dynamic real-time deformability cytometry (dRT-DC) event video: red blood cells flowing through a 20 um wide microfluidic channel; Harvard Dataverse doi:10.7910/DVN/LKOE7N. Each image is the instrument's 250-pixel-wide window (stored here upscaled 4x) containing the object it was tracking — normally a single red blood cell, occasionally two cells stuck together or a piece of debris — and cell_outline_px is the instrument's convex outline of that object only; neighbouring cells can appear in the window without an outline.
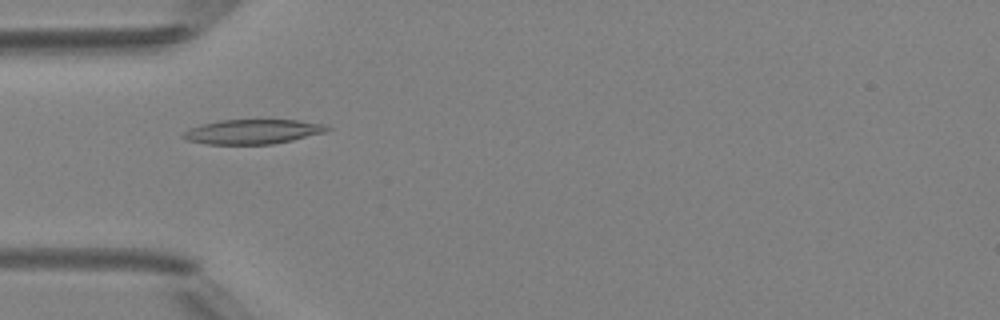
{"species": "Egyptian fruit bat (a non-hibernating species)", "species_latin": "Rousettus aegyptiacus", "temperature_condition": "room temperature", "stored_images_in_passage": 36, "camera_frame_rate_fps": 3000, "um_per_image_px": 0.085, "animal": {"sex": "female"}, "frame": {"image": 1, "passage_image": 3, "time_ms": 0.667, "image_size_px": [1000, 320], "cell_outline_px": [[332, 128], [324, 132], [292, 140], [272, 144], [208, 144], [188, 140], [180, 136], [188, 128], [200, 124], [220, 120], [296, 120], [324, 124]], "centroid_in_image_um": [21.44, 11.19], "position_along_channel_um": 63.6, "area_um2": 20.52}}
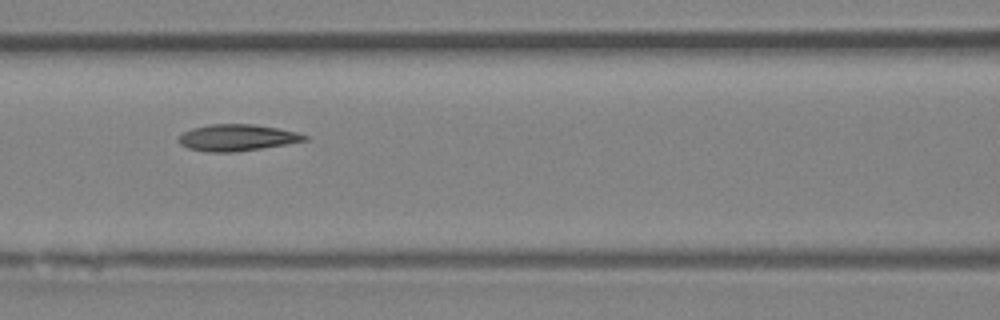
{"frame": {"image": 2, "passage_image": 9, "time_ms": 2.667, "image_size_px": [1000, 320], "cell_outline_px": [[308, 140], [236, 152], [208, 152], [188, 148], [180, 144], [176, 140], [176, 136], [192, 128], [208, 124], [256, 124], [280, 128], [296, 132], [308, 136]], "centroid_in_image_um": [20.1, 11.69], "position_along_channel_um": 146.5, "area_um2": 19.59}}
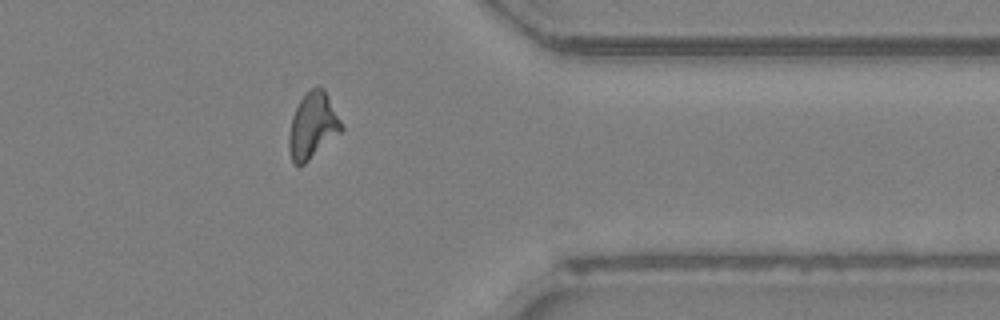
{"frame": {"image": 3, "passage_image": 27, "time_ms": 8.667, "image_size_px": [1000, 320], "cell_outline_px": [[344, 128], [340, 132], [304, 164], [296, 164], [292, 160], [288, 148], [288, 136], [292, 116], [300, 100], [312, 88], [324, 88], [344, 124]], "centroid_in_image_um": [26.59, 10.67], "position_along_channel_um": 384.8, "area_um2": 19.88}, "authors_computed_cell_mechanics": {"area_um2": 19.4786, "velocity_mm_per_s": 4.2148, "shape_relaxation_time_tau1_ms": 6.0176, "shape_relaxation_time_tau2_ms": 3.3526, "deformation_change_tau1": 0.1913, "deformation_change_tau2": 0.1102}}